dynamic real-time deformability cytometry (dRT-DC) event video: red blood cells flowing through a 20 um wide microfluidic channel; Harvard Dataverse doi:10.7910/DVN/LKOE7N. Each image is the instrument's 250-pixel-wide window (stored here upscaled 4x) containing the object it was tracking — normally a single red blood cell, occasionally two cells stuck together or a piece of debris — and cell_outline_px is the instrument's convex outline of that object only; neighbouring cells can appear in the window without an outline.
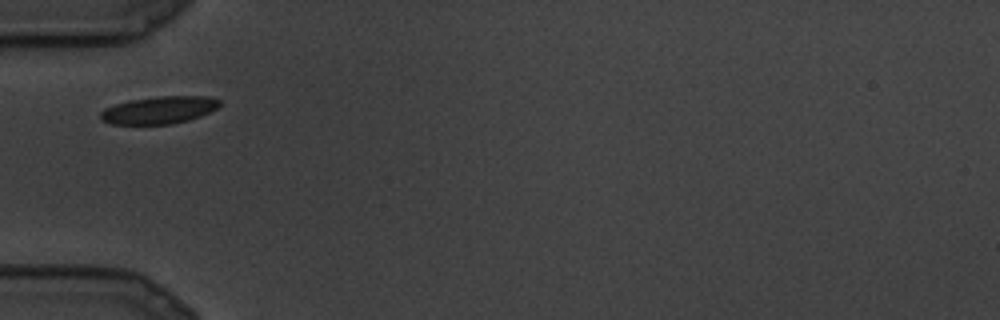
{"species": "common noctule bat (a hibernating species)", "species_latin": "Nyctalus noctula", "temperature_condition": "cold", "stored_images_in_passage": 6, "camera_frame_rate_fps": 3000, "um_per_image_px": 0.085, "animal": {"sex": "male", "body_mass_g": 19.5, "forearm_length_mm": 54.6}, "frame": {"image": 1, "passage_image": 1, "time_ms": 0.0, "image_size_px": [1000, 320], "cell_outline_px": [[220, 104], [216, 108], [200, 116], [188, 120], [172, 124], [112, 124], [100, 120], [100, 112], [104, 108], [116, 104], [132, 100], [160, 96], [208, 96], [220, 100]], "centroid_in_image_um": [13.51, 9.36], "position_along_channel_um": 71.5, "area_um2": 18.9}}
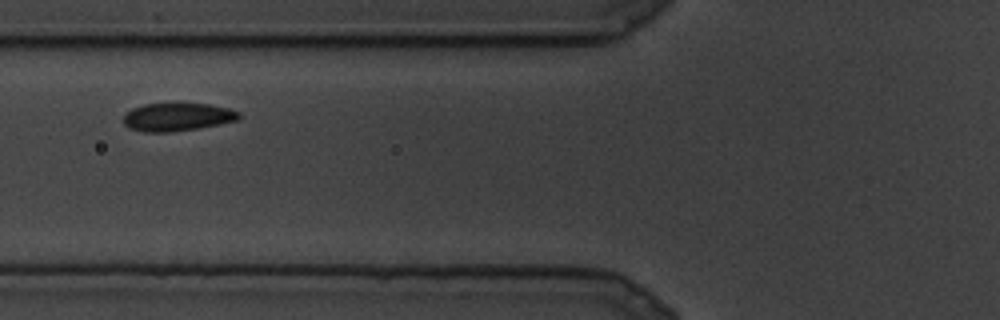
{"frame": {"image": 2, "passage_image": 3, "time_ms": 0.667, "image_size_px": [1000, 320], "cell_outline_px": [[240, 116], [236, 120], [220, 124], [196, 128], [168, 132], [144, 132], [128, 128], [124, 124], [124, 116], [132, 108], [144, 104], [208, 104], [228, 108], [240, 112]], "centroid_in_image_um": [15.05, 9.95], "position_along_channel_um": 110.7, "area_um2": 18.61}}
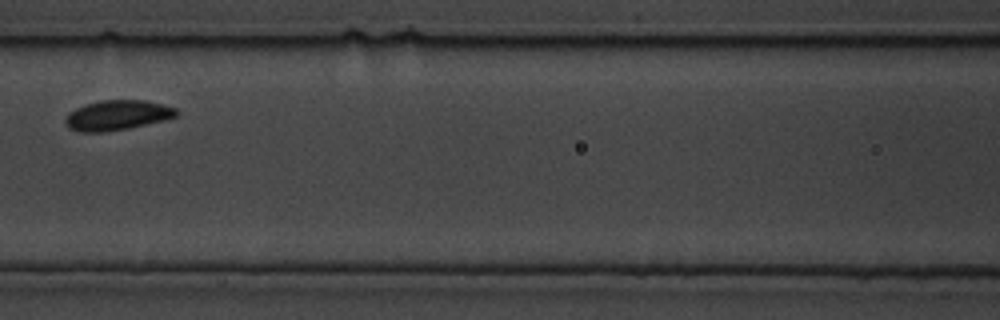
{"frame": {"image": 3, "passage_image": 5, "time_ms": 1.333, "image_size_px": [1000, 320], "cell_outline_px": [[180, 112], [176, 116], [164, 120], [128, 128], [104, 132], [80, 132], [68, 128], [64, 120], [68, 112], [84, 104], [100, 100], [148, 100], [176, 108]], "centroid_in_image_um": [9.95, 9.78], "position_along_channel_um": 156.7, "area_um2": 19.54}}